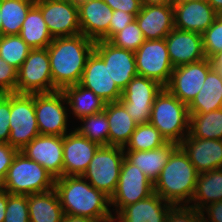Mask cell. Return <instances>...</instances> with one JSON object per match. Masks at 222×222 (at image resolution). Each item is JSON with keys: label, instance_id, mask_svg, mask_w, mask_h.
<instances>
[{"label": "cell", "instance_id": "1", "mask_svg": "<svg viewBox=\"0 0 222 222\" xmlns=\"http://www.w3.org/2000/svg\"><path fill=\"white\" fill-rule=\"evenodd\" d=\"M54 189L65 215L88 217L99 222H113L110 197L94 188L83 176L56 178Z\"/></svg>", "mask_w": 222, "mask_h": 222}, {"label": "cell", "instance_id": "2", "mask_svg": "<svg viewBox=\"0 0 222 222\" xmlns=\"http://www.w3.org/2000/svg\"><path fill=\"white\" fill-rule=\"evenodd\" d=\"M95 42L83 34L53 38L47 50L53 85L57 90L80 83Z\"/></svg>", "mask_w": 222, "mask_h": 222}, {"label": "cell", "instance_id": "3", "mask_svg": "<svg viewBox=\"0 0 222 222\" xmlns=\"http://www.w3.org/2000/svg\"><path fill=\"white\" fill-rule=\"evenodd\" d=\"M199 172L178 146L154 183V192L174 206L190 205Z\"/></svg>", "mask_w": 222, "mask_h": 222}, {"label": "cell", "instance_id": "4", "mask_svg": "<svg viewBox=\"0 0 222 222\" xmlns=\"http://www.w3.org/2000/svg\"><path fill=\"white\" fill-rule=\"evenodd\" d=\"M149 123L160 131L167 142L179 145L189 134L188 105L164 87L155 98Z\"/></svg>", "mask_w": 222, "mask_h": 222}, {"label": "cell", "instance_id": "5", "mask_svg": "<svg viewBox=\"0 0 222 222\" xmlns=\"http://www.w3.org/2000/svg\"><path fill=\"white\" fill-rule=\"evenodd\" d=\"M55 180L43 166L18 151L1 187L9 194L31 195L53 189Z\"/></svg>", "mask_w": 222, "mask_h": 222}, {"label": "cell", "instance_id": "6", "mask_svg": "<svg viewBox=\"0 0 222 222\" xmlns=\"http://www.w3.org/2000/svg\"><path fill=\"white\" fill-rule=\"evenodd\" d=\"M124 158L122 147L100 146L82 176L94 188L111 198L118 185Z\"/></svg>", "mask_w": 222, "mask_h": 222}, {"label": "cell", "instance_id": "7", "mask_svg": "<svg viewBox=\"0 0 222 222\" xmlns=\"http://www.w3.org/2000/svg\"><path fill=\"white\" fill-rule=\"evenodd\" d=\"M10 136L8 144L21 151L39 133L35 114V93H10Z\"/></svg>", "mask_w": 222, "mask_h": 222}, {"label": "cell", "instance_id": "8", "mask_svg": "<svg viewBox=\"0 0 222 222\" xmlns=\"http://www.w3.org/2000/svg\"><path fill=\"white\" fill-rule=\"evenodd\" d=\"M57 91L53 85L47 48L31 49L17 70L16 93L34 94Z\"/></svg>", "mask_w": 222, "mask_h": 222}, {"label": "cell", "instance_id": "9", "mask_svg": "<svg viewBox=\"0 0 222 222\" xmlns=\"http://www.w3.org/2000/svg\"><path fill=\"white\" fill-rule=\"evenodd\" d=\"M67 106V99L62 90L35 93V114L39 133L54 136L66 135L67 125H69L67 112L70 111L66 108Z\"/></svg>", "mask_w": 222, "mask_h": 222}, {"label": "cell", "instance_id": "10", "mask_svg": "<svg viewBox=\"0 0 222 222\" xmlns=\"http://www.w3.org/2000/svg\"><path fill=\"white\" fill-rule=\"evenodd\" d=\"M163 88L159 82L137 75L122 90L119 101L137 124H147L155 98Z\"/></svg>", "mask_w": 222, "mask_h": 222}, {"label": "cell", "instance_id": "11", "mask_svg": "<svg viewBox=\"0 0 222 222\" xmlns=\"http://www.w3.org/2000/svg\"><path fill=\"white\" fill-rule=\"evenodd\" d=\"M137 74L166 86L173 72L167 44L164 39L145 40L134 52Z\"/></svg>", "mask_w": 222, "mask_h": 222}, {"label": "cell", "instance_id": "12", "mask_svg": "<svg viewBox=\"0 0 222 222\" xmlns=\"http://www.w3.org/2000/svg\"><path fill=\"white\" fill-rule=\"evenodd\" d=\"M153 193L154 183L137 166L124 158L116 191L110 198L115 214L123 207L141 201Z\"/></svg>", "mask_w": 222, "mask_h": 222}, {"label": "cell", "instance_id": "13", "mask_svg": "<svg viewBox=\"0 0 222 222\" xmlns=\"http://www.w3.org/2000/svg\"><path fill=\"white\" fill-rule=\"evenodd\" d=\"M212 68V61L208 58L176 67L165 88L181 102L189 105L203 87Z\"/></svg>", "mask_w": 222, "mask_h": 222}, {"label": "cell", "instance_id": "14", "mask_svg": "<svg viewBox=\"0 0 222 222\" xmlns=\"http://www.w3.org/2000/svg\"><path fill=\"white\" fill-rule=\"evenodd\" d=\"M94 51L108 65L111 79L123 90L137 76L135 53L106 40L95 41Z\"/></svg>", "mask_w": 222, "mask_h": 222}, {"label": "cell", "instance_id": "15", "mask_svg": "<svg viewBox=\"0 0 222 222\" xmlns=\"http://www.w3.org/2000/svg\"><path fill=\"white\" fill-rule=\"evenodd\" d=\"M79 84L92 90L106 103L119 101L122 97V90L111 79L108 65L94 50L86 61Z\"/></svg>", "mask_w": 222, "mask_h": 222}, {"label": "cell", "instance_id": "16", "mask_svg": "<svg viewBox=\"0 0 222 222\" xmlns=\"http://www.w3.org/2000/svg\"><path fill=\"white\" fill-rule=\"evenodd\" d=\"M55 178L63 176V136L40 134L21 151Z\"/></svg>", "mask_w": 222, "mask_h": 222}, {"label": "cell", "instance_id": "17", "mask_svg": "<svg viewBox=\"0 0 222 222\" xmlns=\"http://www.w3.org/2000/svg\"><path fill=\"white\" fill-rule=\"evenodd\" d=\"M69 132L63 136V176H82L100 145L75 129Z\"/></svg>", "mask_w": 222, "mask_h": 222}, {"label": "cell", "instance_id": "18", "mask_svg": "<svg viewBox=\"0 0 222 222\" xmlns=\"http://www.w3.org/2000/svg\"><path fill=\"white\" fill-rule=\"evenodd\" d=\"M53 38L81 34L78 8L70 1L36 4Z\"/></svg>", "mask_w": 222, "mask_h": 222}, {"label": "cell", "instance_id": "19", "mask_svg": "<svg viewBox=\"0 0 222 222\" xmlns=\"http://www.w3.org/2000/svg\"><path fill=\"white\" fill-rule=\"evenodd\" d=\"M173 9L175 29L200 34L213 24L218 15L207 0H192L173 5Z\"/></svg>", "mask_w": 222, "mask_h": 222}, {"label": "cell", "instance_id": "20", "mask_svg": "<svg viewBox=\"0 0 222 222\" xmlns=\"http://www.w3.org/2000/svg\"><path fill=\"white\" fill-rule=\"evenodd\" d=\"M165 41L174 68L206 58L200 33L174 28L165 37Z\"/></svg>", "mask_w": 222, "mask_h": 222}, {"label": "cell", "instance_id": "21", "mask_svg": "<svg viewBox=\"0 0 222 222\" xmlns=\"http://www.w3.org/2000/svg\"><path fill=\"white\" fill-rule=\"evenodd\" d=\"M135 20L145 40L164 39L175 28L173 5L143 4Z\"/></svg>", "mask_w": 222, "mask_h": 222}, {"label": "cell", "instance_id": "22", "mask_svg": "<svg viewBox=\"0 0 222 222\" xmlns=\"http://www.w3.org/2000/svg\"><path fill=\"white\" fill-rule=\"evenodd\" d=\"M179 146L199 173L222 168V140L187 135Z\"/></svg>", "mask_w": 222, "mask_h": 222}, {"label": "cell", "instance_id": "23", "mask_svg": "<svg viewBox=\"0 0 222 222\" xmlns=\"http://www.w3.org/2000/svg\"><path fill=\"white\" fill-rule=\"evenodd\" d=\"M155 192L134 204L123 207L113 222H166L167 215L173 207Z\"/></svg>", "mask_w": 222, "mask_h": 222}, {"label": "cell", "instance_id": "24", "mask_svg": "<svg viewBox=\"0 0 222 222\" xmlns=\"http://www.w3.org/2000/svg\"><path fill=\"white\" fill-rule=\"evenodd\" d=\"M81 34L95 41L108 32L113 10L103 0H89L78 9Z\"/></svg>", "mask_w": 222, "mask_h": 222}, {"label": "cell", "instance_id": "25", "mask_svg": "<svg viewBox=\"0 0 222 222\" xmlns=\"http://www.w3.org/2000/svg\"><path fill=\"white\" fill-rule=\"evenodd\" d=\"M179 145L167 142L163 146L148 151H124L125 158L134 166H137L151 182L155 183L162 168L167 164L171 153Z\"/></svg>", "mask_w": 222, "mask_h": 222}, {"label": "cell", "instance_id": "26", "mask_svg": "<svg viewBox=\"0 0 222 222\" xmlns=\"http://www.w3.org/2000/svg\"><path fill=\"white\" fill-rule=\"evenodd\" d=\"M104 112L109 123V146L124 148L136 129L137 123L120 101L106 103Z\"/></svg>", "mask_w": 222, "mask_h": 222}, {"label": "cell", "instance_id": "27", "mask_svg": "<svg viewBox=\"0 0 222 222\" xmlns=\"http://www.w3.org/2000/svg\"><path fill=\"white\" fill-rule=\"evenodd\" d=\"M30 222H61L64 211L55 189L27 195Z\"/></svg>", "mask_w": 222, "mask_h": 222}, {"label": "cell", "instance_id": "28", "mask_svg": "<svg viewBox=\"0 0 222 222\" xmlns=\"http://www.w3.org/2000/svg\"><path fill=\"white\" fill-rule=\"evenodd\" d=\"M222 108V74L212 68L203 87L188 105L189 113H209Z\"/></svg>", "mask_w": 222, "mask_h": 222}, {"label": "cell", "instance_id": "29", "mask_svg": "<svg viewBox=\"0 0 222 222\" xmlns=\"http://www.w3.org/2000/svg\"><path fill=\"white\" fill-rule=\"evenodd\" d=\"M63 93L67 99L68 108L77 119L104 111L106 102L92 90L86 89L79 83L65 87Z\"/></svg>", "mask_w": 222, "mask_h": 222}, {"label": "cell", "instance_id": "30", "mask_svg": "<svg viewBox=\"0 0 222 222\" xmlns=\"http://www.w3.org/2000/svg\"><path fill=\"white\" fill-rule=\"evenodd\" d=\"M221 200L222 168L199 173L191 205L188 206L201 211L209 204Z\"/></svg>", "mask_w": 222, "mask_h": 222}, {"label": "cell", "instance_id": "31", "mask_svg": "<svg viewBox=\"0 0 222 222\" xmlns=\"http://www.w3.org/2000/svg\"><path fill=\"white\" fill-rule=\"evenodd\" d=\"M19 36L32 48H47L53 41L40 8L34 4L22 23Z\"/></svg>", "mask_w": 222, "mask_h": 222}, {"label": "cell", "instance_id": "32", "mask_svg": "<svg viewBox=\"0 0 222 222\" xmlns=\"http://www.w3.org/2000/svg\"><path fill=\"white\" fill-rule=\"evenodd\" d=\"M189 136L222 140V108L209 113H189Z\"/></svg>", "mask_w": 222, "mask_h": 222}, {"label": "cell", "instance_id": "33", "mask_svg": "<svg viewBox=\"0 0 222 222\" xmlns=\"http://www.w3.org/2000/svg\"><path fill=\"white\" fill-rule=\"evenodd\" d=\"M33 0H1L2 35H19Z\"/></svg>", "mask_w": 222, "mask_h": 222}, {"label": "cell", "instance_id": "34", "mask_svg": "<svg viewBox=\"0 0 222 222\" xmlns=\"http://www.w3.org/2000/svg\"><path fill=\"white\" fill-rule=\"evenodd\" d=\"M166 143L167 141L160 131L152 124H137L123 149L124 151H148L159 148Z\"/></svg>", "mask_w": 222, "mask_h": 222}, {"label": "cell", "instance_id": "35", "mask_svg": "<svg viewBox=\"0 0 222 222\" xmlns=\"http://www.w3.org/2000/svg\"><path fill=\"white\" fill-rule=\"evenodd\" d=\"M79 120L80 127L74 128L79 134L100 146H109V123L104 111Z\"/></svg>", "mask_w": 222, "mask_h": 222}, {"label": "cell", "instance_id": "36", "mask_svg": "<svg viewBox=\"0 0 222 222\" xmlns=\"http://www.w3.org/2000/svg\"><path fill=\"white\" fill-rule=\"evenodd\" d=\"M32 48L19 35L0 36V57L18 70Z\"/></svg>", "mask_w": 222, "mask_h": 222}, {"label": "cell", "instance_id": "37", "mask_svg": "<svg viewBox=\"0 0 222 222\" xmlns=\"http://www.w3.org/2000/svg\"><path fill=\"white\" fill-rule=\"evenodd\" d=\"M115 47L135 52L144 42L145 38L136 20L117 32L110 40Z\"/></svg>", "mask_w": 222, "mask_h": 222}, {"label": "cell", "instance_id": "38", "mask_svg": "<svg viewBox=\"0 0 222 222\" xmlns=\"http://www.w3.org/2000/svg\"><path fill=\"white\" fill-rule=\"evenodd\" d=\"M205 57L211 59L222 51V14H218L213 24L202 33Z\"/></svg>", "mask_w": 222, "mask_h": 222}, {"label": "cell", "instance_id": "39", "mask_svg": "<svg viewBox=\"0 0 222 222\" xmlns=\"http://www.w3.org/2000/svg\"><path fill=\"white\" fill-rule=\"evenodd\" d=\"M4 222H30L27 195H13L7 192Z\"/></svg>", "mask_w": 222, "mask_h": 222}, {"label": "cell", "instance_id": "40", "mask_svg": "<svg viewBox=\"0 0 222 222\" xmlns=\"http://www.w3.org/2000/svg\"><path fill=\"white\" fill-rule=\"evenodd\" d=\"M166 222H204L201 211L188 205L173 206Z\"/></svg>", "mask_w": 222, "mask_h": 222}, {"label": "cell", "instance_id": "41", "mask_svg": "<svg viewBox=\"0 0 222 222\" xmlns=\"http://www.w3.org/2000/svg\"><path fill=\"white\" fill-rule=\"evenodd\" d=\"M17 70L0 57V93H16Z\"/></svg>", "mask_w": 222, "mask_h": 222}, {"label": "cell", "instance_id": "42", "mask_svg": "<svg viewBox=\"0 0 222 222\" xmlns=\"http://www.w3.org/2000/svg\"><path fill=\"white\" fill-rule=\"evenodd\" d=\"M10 93H0V143H8L10 136Z\"/></svg>", "mask_w": 222, "mask_h": 222}, {"label": "cell", "instance_id": "43", "mask_svg": "<svg viewBox=\"0 0 222 222\" xmlns=\"http://www.w3.org/2000/svg\"><path fill=\"white\" fill-rule=\"evenodd\" d=\"M135 17V15L121 10H114L110 20L109 32L101 40L109 41L117 32L132 23Z\"/></svg>", "mask_w": 222, "mask_h": 222}, {"label": "cell", "instance_id": "44", "mask_svg": "<svg viewBox=\"0 0 222 222\" xmlns=\"http://www.w3.org/2000/svg\"><path fill=\"white\" fill-rule=\"evenodd\" d=\"M18 150L11 147L8 143H0V186L5 179L7 171Z\"/></svg>", "mask_w": 222, "mask_h": 222}, {"label": "cell", "instance_id": "45", "mask_svg": "<svg viewBox=\"0 0 222 222\" xmlns=\"http://www.w3.org/2000/svg\"><path fill=\"white\" fill-rule=\"evenodd\" d=\"M113 11L121 10L137 15L143 5L142 0H103Z\"/></svg>", "mask_w": 222, "mask_h": 222}, {"label": "cell", "instance_id": "46", "mask_svg": "<svg viewBox=\"0 0 222 222\" xmlns=\"http://www.w3.org/2000/svg\"><path fill=\"white\" fill-rule=\"evenodd\" d=\"M201 213L204 222H222V200L209 204L201 210Z\"/></svg>", "mask_w": 222, "mask_h": 222}, {"label": "cell", "instance_id": "47", "mask_svg": "<svg viewBox=\"0 0 222 222\" xmlns=\"http://www.w3.org/2000/svg\"><path fill=\"white\" fill-rule=\"evenodd\" d=\"M7 207V191L0 186V222H4Z\"/></svg>", "mask_w": 222, "mask_h": 222}, {"label": "cell", "instance_id": "48", "mask_svg": "<svg viewBox=\"0 0 222 222\" xmlns=\"http://www.w3.org/2000/svg\"><path fill=\"white\" fill-rule=\"evenodd\" d=\"M61 222H99V221L88 217L64 215Z\"/></svg>", "mask_w": 222, "mask_h": 222}, {"label": "cell", "instance_id": "49", "mask_svg": "<svg viewBox=\"0 0 222 222\" xmlns=\"http://www.w3.org/2000/svg\"><path fill=\"white\" fill-rule=\"evenodd\" d=\"M213 68L219 71L222 74V51L215 54L212 58Z\"/></svg>", "mask_w": 222, "mask_h": 222}, {"label": "cell", "instance_id": "50", "mask_svg": "<svg viewBox=\"0 0 222 222\" xmlns=\"http://www.w3.org/2000/svg\"><path fill=\"white\" fill-rule=\"evenodd\" d=\"M207 1L218 14H222V0H207Z\"/></svg>", "mask_w": 222, "mask_h": 222}, {"label": "cell", "instance_id": "51", "mask_svg": "<svg viewBox=\"0 0 222 222\" xmlns=\"http://www.w3.org/2000/svg\"><path fill=\"white\" fill-rule=\"evenodd\" d=\"M143 4H168L172 5V0H142Z\"/></svg>", "mask_w": 222, "mask_h": 222}, {"label": "cell", "instance_id": "52", "mask_svg": "<svg viewBox=\"0 0 222 222\" xmlns=\"http://www.w3.org/2000/svg\"><path fill=\"white\" fill-rule=\"evenodd\" d=\"M68 1H70L74 7L79 9L83 4H85L89 0H68Z\"/></svg>", "mask_w": 222, "mask_h": 222}, {"label": "cell", "instance_id": "53", "mask_svg": "<svg viewBox=\"0 0 222 222\" xmlns=\"http://www.w3.org/2000/svg\"><path fill=\"white\" fill-rule=\"evenodd\" d=\"M35 4H42L48 2H60V1H68V0H33Z\"/></svg>", "mask_w": 222, "mask_h": 222}, {"label": "cell", "instance_id": "54", "mask_svg": "<svg viewBox=\"0 0 222 222\" xmlns=\"http://www.w3.org/2000/svg\"><path fill=\"white\" fill-rule=\"evenodd\" d=\"M189 1H192V0H172V5H177V4H181V3H185Z\"/></svg>", "mask_w": 222, "mask_h": 222}, {"label": "cell", "instance_id": "55", "mask_svg": "<svg viewBox=\"0 0 222 222\" xmlns=\"http://www.w3.org/2000/svg\"><path fill=\"white\" fill-rule=\"evenodd\" d=\"M0 11H1V0H0ZM0 36H2V20H1V14H0Z\"/></svg>", "mask_w": 222, "mask_h": 222}]
</instances>
